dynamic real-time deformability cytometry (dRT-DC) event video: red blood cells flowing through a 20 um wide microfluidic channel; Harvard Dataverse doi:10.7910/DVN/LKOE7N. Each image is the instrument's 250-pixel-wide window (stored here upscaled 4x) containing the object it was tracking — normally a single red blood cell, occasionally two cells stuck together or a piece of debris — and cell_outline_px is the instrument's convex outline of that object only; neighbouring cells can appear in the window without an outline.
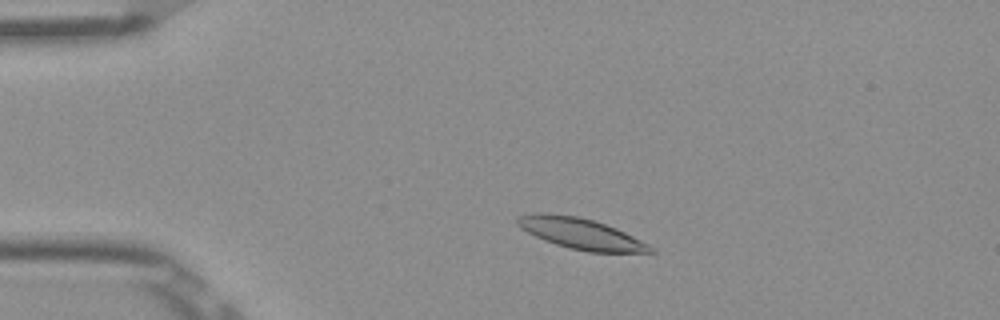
{"species": "Egyptian fruit bat (a non-hibernating species)", "species_latin": "Rousettus aegyptiacus", "temperature_condition": "room temperature", "stored_images_in_passage": 47, "camera_frame_rate_fps": 3000, "um_per_image_px": 0.085, "frame": {"image": 1, "passage_image": 5, "time_ms": 1.333, "image_size_px": [1000, 320], "cell_outline_px": [[656, 252], [588, 252], [568, 248], [544, 240], [520, 228], [516, 224], [516, 216], [532, 212], [544, 212], [576, 216], [592, 220], [616, 228], [656, 248]], "centroid_in_image_um": [49.32, 19.85], "position_along_channel_um": 35.7, "area_um2": 23.93}}
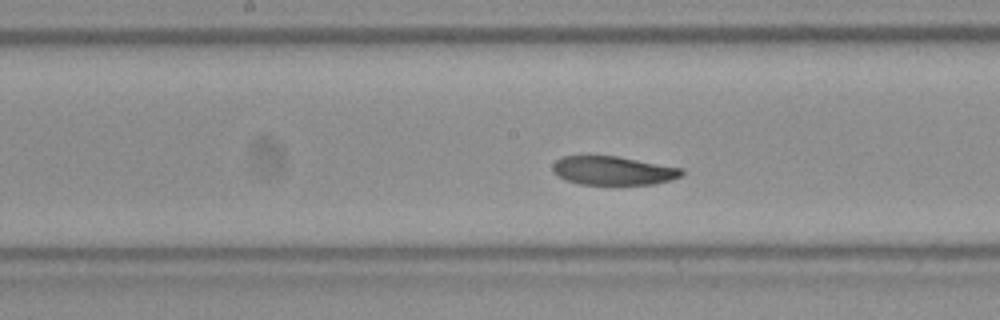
{"frame": {"image": 2, "passage_image": 21, "time_ms": 6.667, "image_size_px": [1000, 320], "cell_outline_px": [[684, 172], [680, 176], [668, 180], [652, 184], [580, 184], [568, 180], [552, 172], [552, 164], [556, 160], [564, 156], [616, 156], [684, 168]], "centroid_in_image_um": [52.11, 14.49], "position_along_channel_um": 196.1, "area_um2": 21.33}}
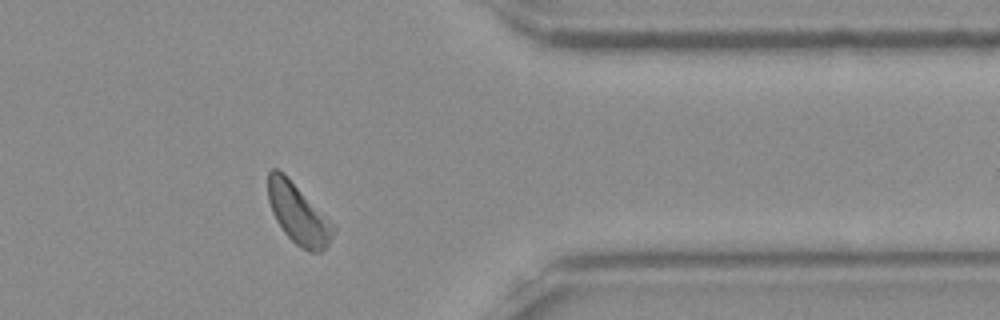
{"frame": {"image": 3, "passage_image": 37, "time_ms": 12.0, "image_size_px": [1000, 320], "cell_outline_px": [[336, 228], [328, 244], [320, 252], [308, 252], [300, 248], [284, 232], [276, 220], [272, 212], [268, 200], [268, 172], [272, 168], [276, 168], [284, 172]], "centroid_in_image_um": [25.31, 18.17], "position_along_channel_um": 386.1, "area_um2": 22.54}, "authors_computed_cell_mechanics": {"area_um2": 23.0044, "velocity_mm_per_s": 3.8375, "shape_relaxation_time_tau1_ms": 4.3238, "shape_relaxation_time_tau2_ms": null, "deformation_change_tau1": 0.1119, "deformation_change_tau2": null}}